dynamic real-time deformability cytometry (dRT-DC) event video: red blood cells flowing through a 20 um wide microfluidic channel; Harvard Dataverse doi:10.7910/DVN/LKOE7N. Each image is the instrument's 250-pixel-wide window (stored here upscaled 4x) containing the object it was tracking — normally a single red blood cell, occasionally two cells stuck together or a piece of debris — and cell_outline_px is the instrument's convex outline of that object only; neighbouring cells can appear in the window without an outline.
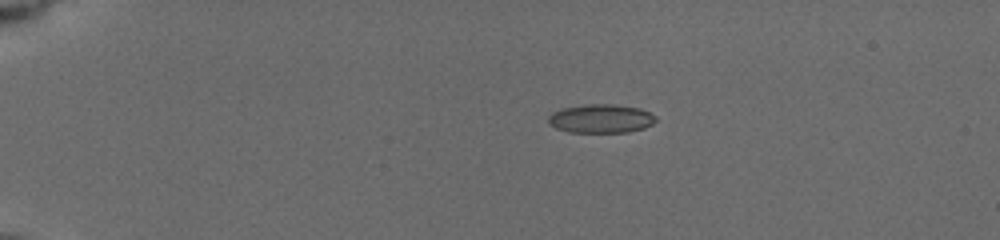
{"species": "common noctule bat (a hibernating species)", "species_latin": "Nyctalus noctula", "temperature_condition": "cold", "stored_images_in_passage": 4, "camera_frame_rate_fps": 3000, "um_per_image_px": 0.085, "animal": {"sex": "female", "body_mass_g": 19.5, "forearm_length_mm": 54.1}, "frame": {"image": 1, "passage_image": 1, "time_ms": 0.0, "image_size_px": [1000, 240], "cell_outline_px": [[656, 120], [652, 124], [644, 128], [628, 132], [568, 132], [556, 128], [548, 124], [548, 116], [552, 112], [564, 108], [588, 104], [612, 104], [640, 108], [656, 116]], "centroid_in_image_um": [51.07, 10.08], "position_along_channel_um": 33.9, "area_um2": 17.98}}
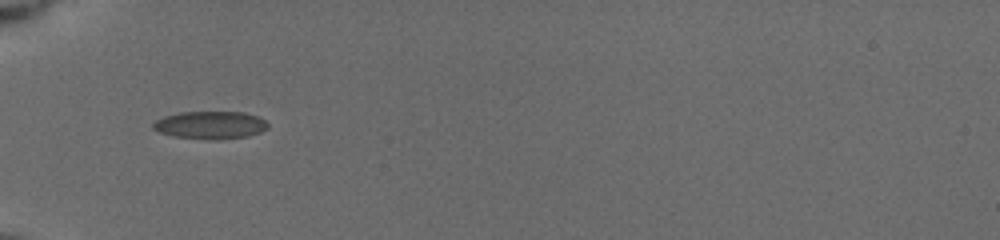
{"frame": {"image": 2, "passage_image": 4, "time_ms": 2.667, "image_size_px": [1000, 240], "cell_outline_px": [[268, 128], [260, 132], [248, 136], [220, 140], [172, 136], [160, 132], [152, 128], [152, 124], [156, 120], [164, 116], [180, 112], [244, 112], [256, 116], [264, 120], [268, 124]], "centroid_in_image_um": [17.88, 10.63], "position_along_channel_um": 67.1, "area_um2": 18.5}}